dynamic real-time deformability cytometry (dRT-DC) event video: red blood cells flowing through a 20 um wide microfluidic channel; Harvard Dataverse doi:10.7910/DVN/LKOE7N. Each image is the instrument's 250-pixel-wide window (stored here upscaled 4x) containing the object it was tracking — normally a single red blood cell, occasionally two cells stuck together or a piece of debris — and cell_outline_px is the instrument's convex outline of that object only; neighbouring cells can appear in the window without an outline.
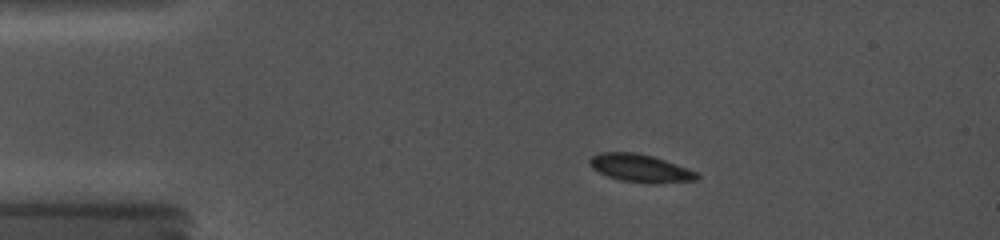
{"species": "common noctule bat (a hibernating species)", "species_latin": "Nyctalus noctula", "temperature_condition": "cold", "stored_images_in_passage": 28, "camera_frame_rate_fps": 5000, "um_per_image_px": 0.085, "animal": {"sex": "female", "body_mass_g": 19.0, "forearm_length_mm": 56.7}, "frame": {"image": 1, "passage_image": 5, "time_ms": 2.4, "image_size_px": [1000, 240], "cell_outline_px": [[700, 176], [696, 180], [656, 184], [648, 184], [620, 180], [608, 176], [592, 168], [588, 164], [588, 160], [592, 156], [600, 152], [636, 152], [652, 156], [688, 168], [696, 172]], "centroid_in_image_um": [54.42, 14.3], "position_along_channel_um": 30.6, "area_um2": 17.51}}
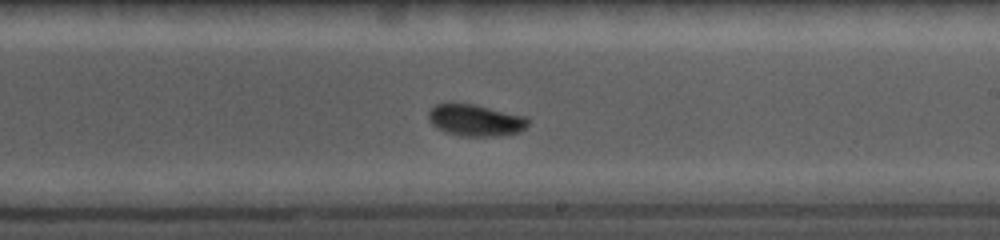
{"frame": {"image": 2, "passage_image": 19, "time_ms": 9.6, "image_size_px": [1000, 240], "cell_outline_px": [[528, 124], [520, 132], [492, 136], [460, 136], [444, 132], [436, 128], [428, 120], [428, 112], [436, 104], [476, 104], [528, 116]], "centroid_in_image_um": [40.42, 10.22], "position_along_channel_um": 248.6, "area_um2": 18.5}}
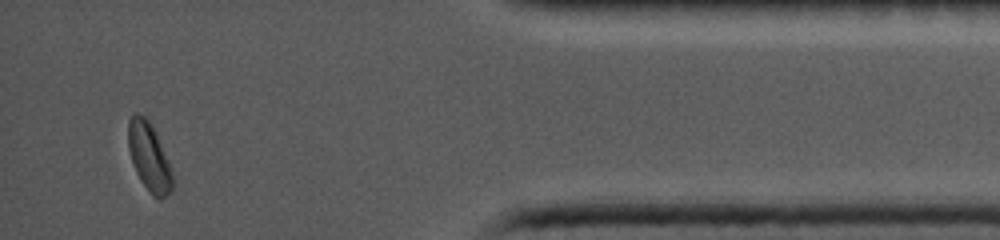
{"frame": {"image": 3, "passage_image": 28, "time_ms": 15.0, "image_size_px": [1000, 240], "cell_outline_px": [[172, 192], [160, 200], [156, 200], [152, 196], [140, 180], [132, 164], [128, 148], [128, 120], [132, 112], [136, 112], [144, 116], [148, 120], [168, 160], [172, 176]], "centroid_in_image_um": [12.64, 13.37], "position_along_channel_um": 422.6, "area_um2": 17.57}, "authors_computed_cell_mechanics": {"area_um2": 17.5423, "velocity_mm_per_s": 3.7757, "shape_relaxation_time_tau1_ms": 2.5851, "shape_relaxation_time_tau2_ms": null, "deformation_change_tau1": 0.0802, "deformation_change_tau2": null}}